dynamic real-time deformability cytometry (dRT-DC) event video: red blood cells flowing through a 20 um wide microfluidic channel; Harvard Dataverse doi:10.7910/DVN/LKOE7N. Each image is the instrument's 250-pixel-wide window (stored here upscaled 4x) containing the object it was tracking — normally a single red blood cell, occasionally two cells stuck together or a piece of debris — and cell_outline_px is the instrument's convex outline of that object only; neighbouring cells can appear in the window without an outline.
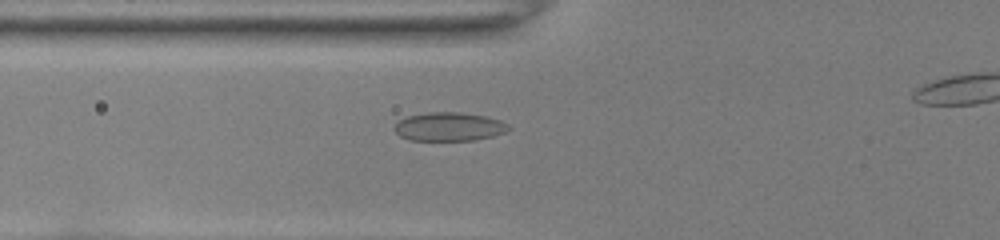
{"species": "common noctule bat (a hibernating species)", "species_latin": "Nyctalus noctula", "temperature_condition": "room temperature", "stored_images_in_passage": 34, "camera_frame_rate_fps": 3000, "um_per_image_px": 0.085, "animal": {"sex": "female", "body_mass_g": 22.0, "forearm_length_mm": 56.7}, "frame": {"image": 1, "passage_image": 6, "time_ms": 1.667, "image_size_px": [1000, 240], "cell_outline_px": [[512, 128], [504, 132], [492, 136], [476, 140], [408, 140], [400, 136], [392, 128], [400, 120], [408, 116], [428, 112], [460, 112], [484, 116], [500, 120], [508, 124]], "centroid_in_image_um": [38.17, 10.77], "position_along_channel_um": 87.6, "area_um2": 19.02}}
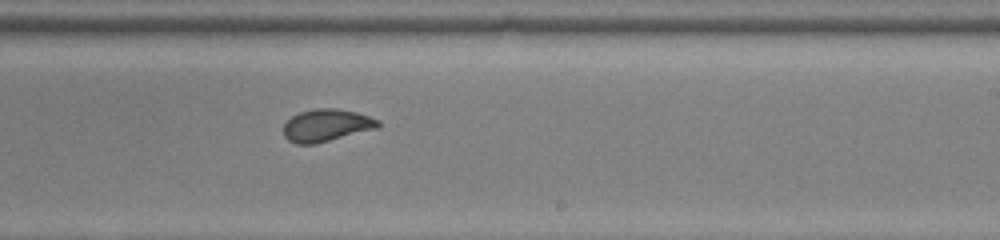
{"frame": {"image": 2, "passage_image": 19, "time_ms": 6.0, "image_size_px": [1000, 240], "cell_outline_px": [[380, 128], [316, 144], [296, 144], [288, 140], [284, 136], [284, 124], [292, 116], [300, 112], [316, 108], [340, 108], [356, 112], [380, 120]], "centroid_in_image_um": [27.78, 10.66], "position_along_channel_um": 261.2, "area_um2": 18.09}}
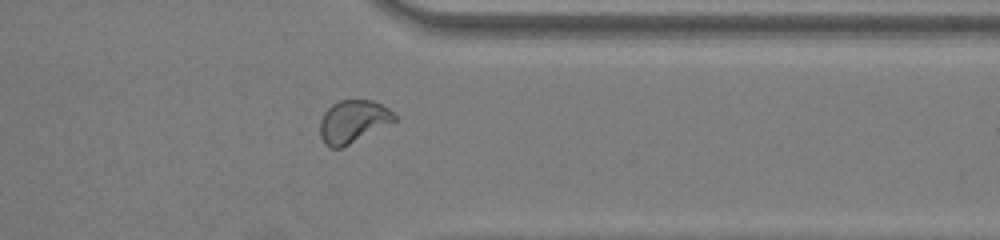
{"frame": {"image": 3, "passage_image": 28, "time_ms": 9.0, "image_size_px": [1000, 240], "cell_outline_px": [[396, 120], [340, 148], [332, 148], [324, 144], [320, 136], [320, 120], [324, 112], [332, 104], [340, 100], [372, 100], [388, 108], [396, 116]], "centroid_in_image_um": [29.97, 10.31], "position_along_channel_um": 381.4, "area_um2": 18.15}}